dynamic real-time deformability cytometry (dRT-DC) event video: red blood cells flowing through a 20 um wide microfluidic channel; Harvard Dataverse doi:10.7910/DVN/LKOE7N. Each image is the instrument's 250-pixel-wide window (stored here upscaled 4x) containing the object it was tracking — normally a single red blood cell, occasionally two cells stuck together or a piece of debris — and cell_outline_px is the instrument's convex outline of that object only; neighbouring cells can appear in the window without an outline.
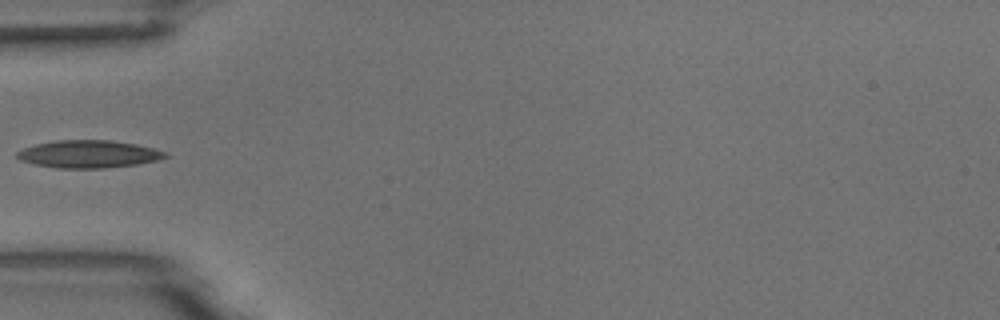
{"species": "common noctule bat (a hibernating species)", "species_latin": "Nyctalus noctula", "temperature_condition": "room temperature", "stored_images_in_passage": 6, "camera_frame_rate_fps": 3000, "um_per_image_px": 0.085, "animal": {"sex": "male", "body_mass_g": 18.8}, "frame": {"image": 1, "passage_image": 6, "time_ms": 1.667, "image_size_px": [1000, 320], "cell_outline_px": [[168, 156], [156, 160], [136, 164], [104, 168], [56, 168], [36, 164], [20, 160], [16, 156], [16, 152], [24, 148], [36, 144], [56, 140], [112, 140], [136, 144], [152, 148], [164, 152]], "centroid_in_image_um": [7.49, 13.09], "position_along_channel_um": 77.5, "area_um2": 23.58}}